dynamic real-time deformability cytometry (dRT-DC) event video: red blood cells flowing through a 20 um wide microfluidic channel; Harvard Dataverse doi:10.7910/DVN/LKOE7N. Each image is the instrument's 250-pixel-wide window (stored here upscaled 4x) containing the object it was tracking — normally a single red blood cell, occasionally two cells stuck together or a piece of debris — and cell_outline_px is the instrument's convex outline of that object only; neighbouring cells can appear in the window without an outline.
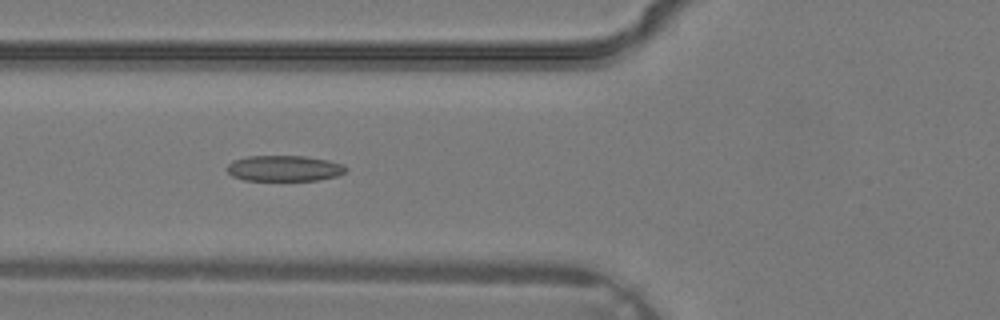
{"species": "common noctule bat (a hibernating species)", "species_latin": "Nyctalus noctula", "temperature_condition": "warm", "stored_images_in_passage": 4, "camera_frame_rate_fps": 3000, "um_per_image_px": 0.085, "animal": {"sex": "male", "body_mass_g": 19.2, "forearm_length_mm": 51.8}, "frame": {"image": 1, "passage_image": 3, "time_ms": 0.667, "image_size_px": [1000, 320], "cell_outline_px": [[348, 168], [344, 172], [336, 176], [316, 180], [244, 180], [232, 176], [224, 168], [232, 160], [248, 156], [304, 156], [328, 160], [344, 164]], "centroid_in_image_um": [24.12, 14.3], "position_along_channel_um": 101.7, "area_um2": 17.92}}
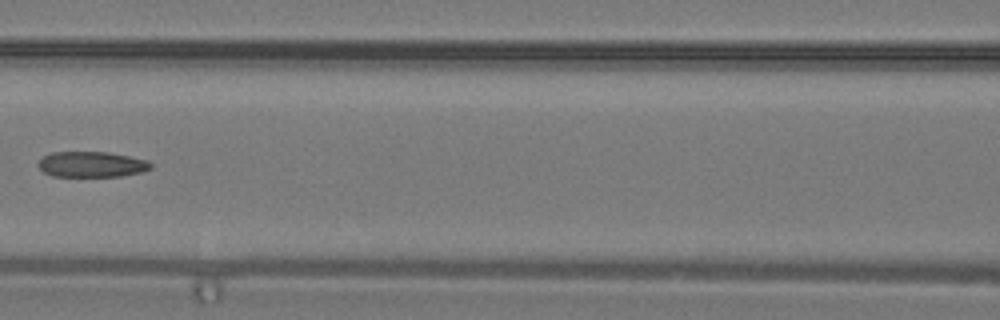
{"frame": {"image": 2, "passage_image": 4, "time_ms": 1.0, "image_size_px": [1000, 320], "cell_outline_px": [[152, 168], [140, 172], [120, 176], [52, 176], [44, 172], [36, 164], [44, 156], [52, 152], [108, 152], [148, 160], [152, 164]], "centroid_in_image_um": [7.78, 13.97], "position_along_channel_um": 158.8, "area_um2": 16.7}}